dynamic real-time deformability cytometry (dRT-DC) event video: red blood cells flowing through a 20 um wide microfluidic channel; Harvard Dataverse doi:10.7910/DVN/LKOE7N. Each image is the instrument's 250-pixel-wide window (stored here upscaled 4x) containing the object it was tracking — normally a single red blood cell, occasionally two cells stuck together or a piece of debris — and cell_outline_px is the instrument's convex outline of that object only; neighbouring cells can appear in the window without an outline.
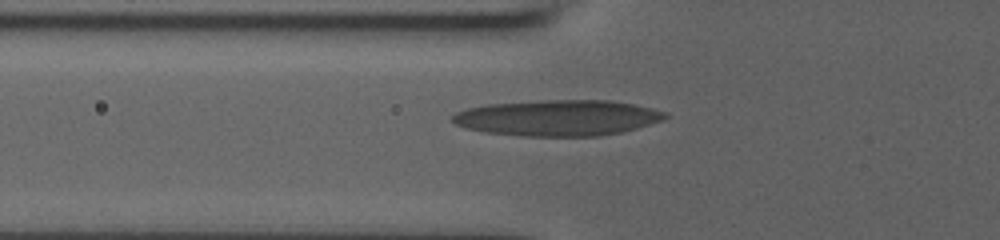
{"species": "human", "species_latin": "Homo sapiens", "temperature_condition": "room temperature", "stored_images_in_passage": 6, "camera_frame_rate_fps": 3000, "um_per_image_px": 0.085, "donor": {"sex": "male"}, "frame": {"image": 1, "passage_image": 5, "time_ms": 1.333, "image_size_px": [1000, 240], "cell_outline_px": [[668, 116], [660, 120], [636, 128], [620, 132], [596, 136], [524, 136], [484, 132], [468, 128], [456, 124], [452, 120], [452, 116], [456, 112], [468, 108], [488, 104], [548, 100], [608, 100], [632, 104], [652, 108], [668, 112]], "centroid_in_image_um": [47.4, 10.01], "position_along_channel_um": 78.4, "area_um2": 44.1}}